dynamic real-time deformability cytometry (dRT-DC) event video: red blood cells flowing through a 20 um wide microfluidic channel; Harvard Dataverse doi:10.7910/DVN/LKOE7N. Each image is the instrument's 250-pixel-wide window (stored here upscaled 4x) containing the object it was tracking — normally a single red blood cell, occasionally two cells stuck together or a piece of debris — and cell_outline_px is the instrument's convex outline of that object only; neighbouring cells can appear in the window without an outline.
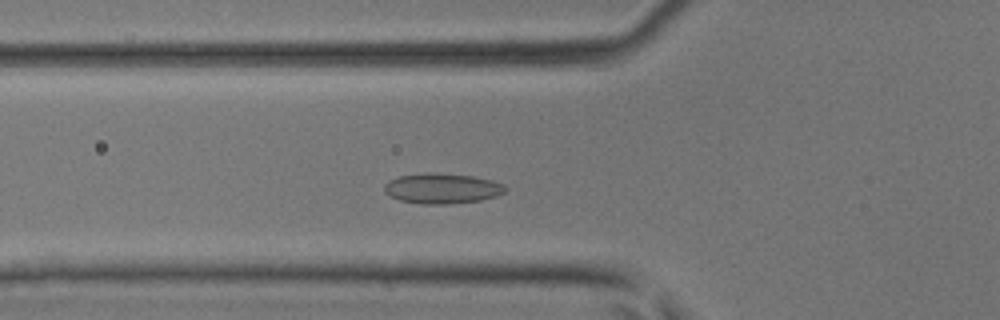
{"species": "common noctule bat (a hibernating species)", "species_latin": "Nyctalus noctula", "temperature_condition": "room temperature", "stored_images_in_passage": 42, "camera_frame_rate_fps": 3000, "um_per_image_px": 0.085, "animal": {"sex": "male", "body_mass_g": 17.9, "forearm_length_mm": 54.2}, "frame": {"image": 1, "passage_image": 12, "time_ms": 3.667, "image_size_px": [1000, 320], "cell_outline_px": [[508, 188], [504, 192], [496, 196], [480, 200], [448, 204], [424, 204], [400, 200], [384, 192], [384, 184], [388, 180], [400, 176], [472, 176], [492, 180], [504, 184]], "centroid_in_image_um": [37.62, 16.07], "position_along_channel_um": 88.2, "area_um2": 20.23}}
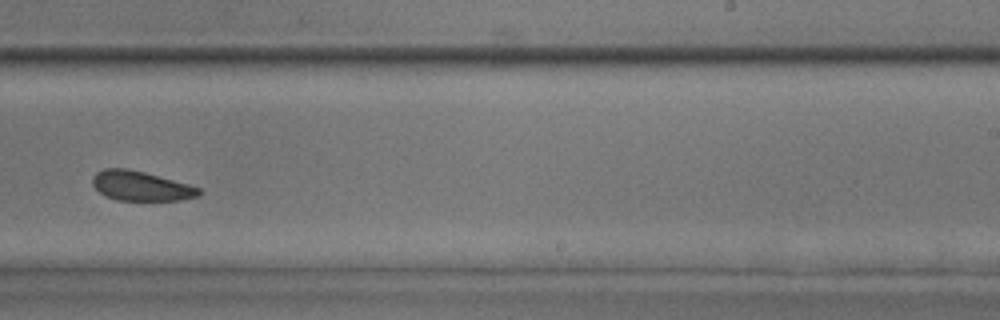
{"frame": {"image": 2, "passage_image": 25, "time_ms": 8.0, "image_size_px": [1000, 320], "cell_outline_px": [[200, 192], [196, 196], [180, 200], [116, 200], [104, 196], [92, 184], [92, 176], [96, 172], [104, 168], [128, 168], [144, 172], [188, 184], [200, 188]], "centroid_in_image_um": [11.91, 15.8], "position_along_channel_um": 277.1, "area_um2": 18.26}}
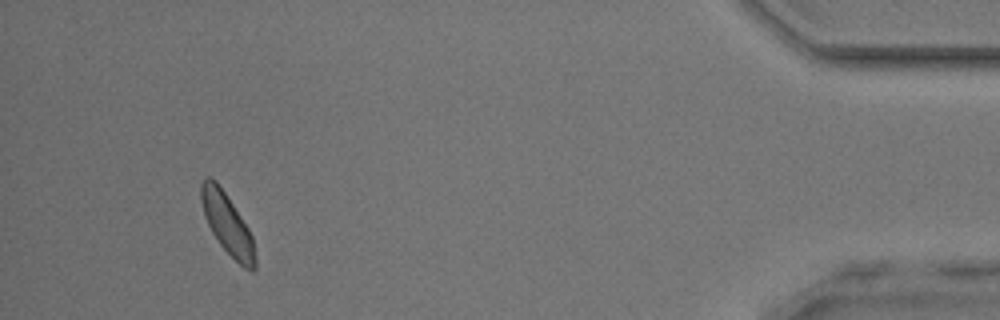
{"frame": {"image": 3, "passage_image": 39, "time_ms": 12.667, "image_size_px": [1000, 320], "cell_outline_px": [[256, 268], [252, 272], [244, 268], [220, 244], [212, 232], [204, 216], [200, 200], [200, 184], [204, 176], [208, 176], [216, 180], [248, 228], [252, 236], [256, 256]], "centroid_in_image_um": [19.3, 19.02], "position_along_channel_um": 415.9, "area_um2": 18.96}}